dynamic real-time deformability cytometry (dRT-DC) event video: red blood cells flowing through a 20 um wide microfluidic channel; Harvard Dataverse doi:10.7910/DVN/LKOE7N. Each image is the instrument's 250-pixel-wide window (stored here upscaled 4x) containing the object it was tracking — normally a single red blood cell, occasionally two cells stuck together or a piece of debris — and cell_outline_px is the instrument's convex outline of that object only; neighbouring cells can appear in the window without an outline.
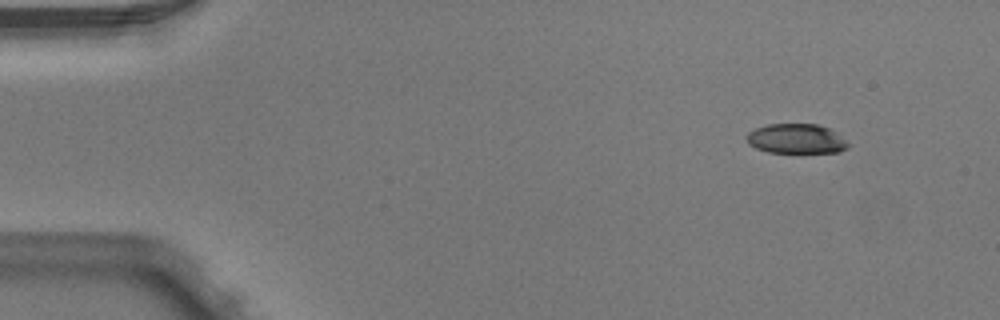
{"species": "Egyptian fruit bat (a non-hibernating species)", "species_latin": "Rousettus aegyptiacus", "temperature_condition": "warm", "stored_images_in_passage": 5, "camera_frame_rate_fps": 3000, "um_per_image_px": 0.085, "animal": {"sex": "male"}, "frame": {"image": 1, "passage_image": 1, "time_ms": 0.0, "image_size_px": [1000, 320], "cell_outline_px": [[848, 148], [840, 152], [768, 152], [756, 148], [748, 144], [744, 136], [748, 132], [756, 128], [768, 124], [816, 124], [832, 128], [848, 144]], "centroid_in_image_um": [67.65, 11.78], "position_along_channel_um": 17.3, "area_um2": 17.63}}
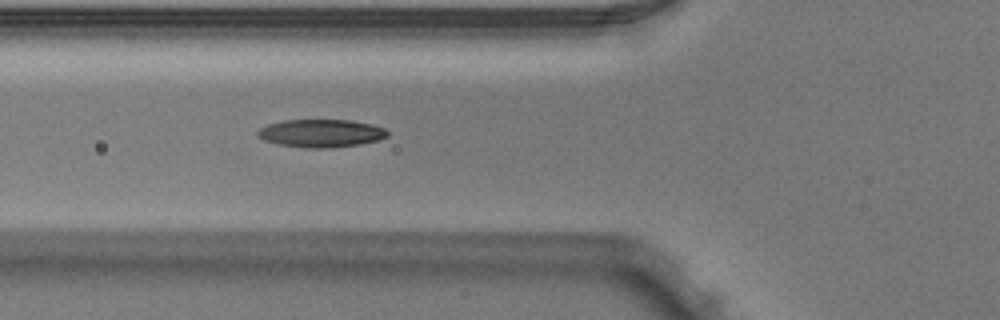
{"frame": {"image": 2, "passage_image": 5, "time_ms": 1.333, "image_size_px": [1000, 320], "cell_outline_px": [[388, 136], [380, 140], [360, 144], [332, 148], [308, 148], [280, 144], [264, 140], [256, 136], [256, 132], [260, 128], [268, 124], [284, 120], [352, 120], [372, 124], [384, 128], [388, 132]], "centroid_in_image_um": [27.31, 11.32], "position_along_channel_um": 98.5, "area_um2": 21.21}}